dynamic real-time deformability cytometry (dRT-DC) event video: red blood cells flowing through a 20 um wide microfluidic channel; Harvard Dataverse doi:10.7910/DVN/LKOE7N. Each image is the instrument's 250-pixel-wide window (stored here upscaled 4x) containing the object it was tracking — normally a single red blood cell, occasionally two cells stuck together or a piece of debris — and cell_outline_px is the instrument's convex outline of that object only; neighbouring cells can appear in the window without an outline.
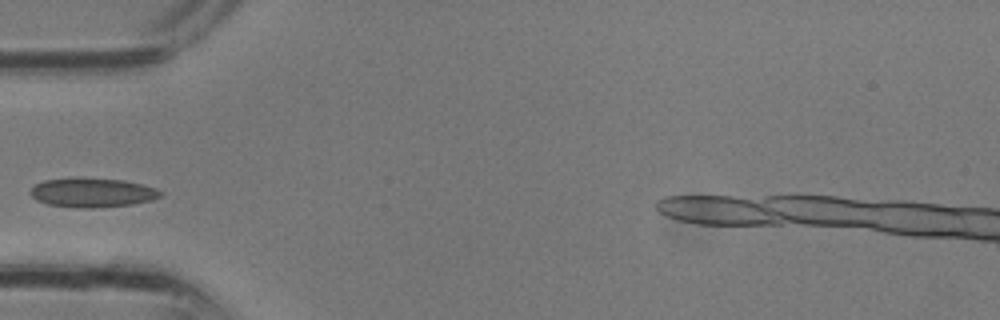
{"species": "common noctule bat (a hibernating species)", "species_latin": "Nyctalus noctula", "temperature_condition": "room temperature", "stored_images_in_passage": 8, "camera_frame_rate_fps": 3000, "um_per_image_px": 0.085, "animal": {"sex": "male", "body_mass_g": 13.3}, "frame": {"image": 1, "passage_image": 7, "time_ms": 2.0, "image_size_px": [1000, 320], "cell_outline_px": [[164, 192], [160, 196], [152, 200], [132, 204], [96, 208], [76, 208], [48, 204], [36, 200], [28, 192], [36, 184], [44, 180], [76, 176], [80, 176], [124, 180], [156, 188]], "centroid_in_image_um": [7.82, 16.35], "position_along_channel_um": 77.2, "area_um2": 22.66}}